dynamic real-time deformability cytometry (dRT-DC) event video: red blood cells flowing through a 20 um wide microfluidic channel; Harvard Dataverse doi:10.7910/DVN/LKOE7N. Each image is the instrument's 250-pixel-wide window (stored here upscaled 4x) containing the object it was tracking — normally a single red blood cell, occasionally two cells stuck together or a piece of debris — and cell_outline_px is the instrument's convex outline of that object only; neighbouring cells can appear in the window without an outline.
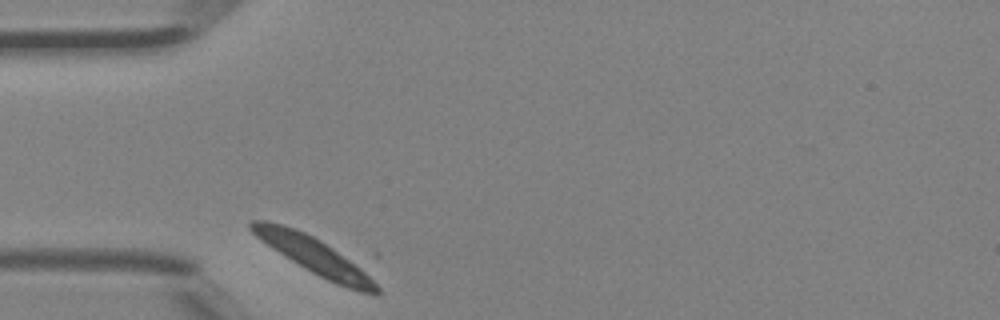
{"species": "Egyptian fruit bat (a non-hibernating species)", "species_latin": "Rousettus aegyptiacus", "temperature_condition": "room temperature", "stored_images_in_passage": 1, "camera_frame_rate_fps": 3000, "um_per_image_px": 0.085, "animal": {"sex": "female"}, "frame": {"image": 1, "passage_image": 1, "time_ms": 0.0, "image_size_px": [1000, 320], "cell_outline_px": [[380, 292], [376, 296], [360, 292], [336, 284], [312, 272], [272, 248], [260, 240], [248, 228], [248, 224], [252, 220], [264, 220], [280, 224], [304, 232], [320, 240], [360, 268], [380, 288]], "centroid_in_image_um": [26.66, 21.74], "position_along_channel_um": 58.3, "area_um2": 25.66}}